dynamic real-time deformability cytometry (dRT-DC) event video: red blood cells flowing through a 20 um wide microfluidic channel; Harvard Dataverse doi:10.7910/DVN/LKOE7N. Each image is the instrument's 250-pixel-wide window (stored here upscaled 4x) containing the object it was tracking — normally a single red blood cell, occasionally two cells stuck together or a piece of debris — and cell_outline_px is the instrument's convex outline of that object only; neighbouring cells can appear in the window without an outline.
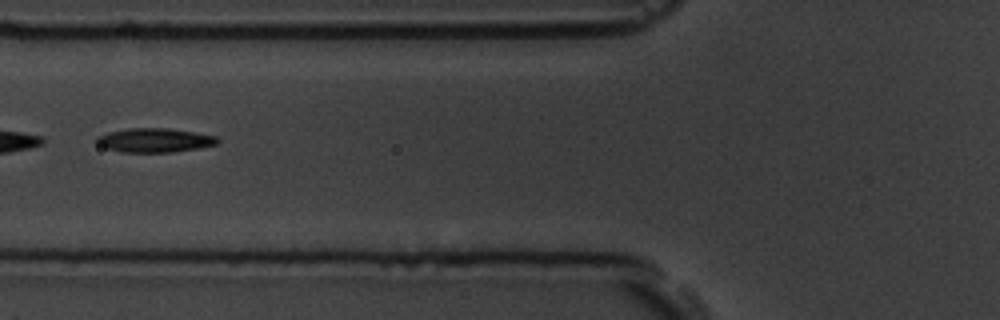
{"species": "common noctule bat (a hibernating species)", "species_latin": "Nyctalus noctula", "temperature_condition": "room temperature", "stored_images_in_passage": 6, "camera_frame_rate_fps": 3000, "um_per_image_px": 0.085, "animal": {"sex": "male", "body_mass_g": 19.5, "forearm_length_mm": 54.6}, "frame": {"image": 1, "passage_image": 6, "time_ms": 6.667, "image_size_px": [1000, 320], "cell_outline_px": [[220, 140], [216, 144], [196, 148], [172, 152], [120, 152], [108, 148], [100, 144], [96, 140], [96, 136], [108, 132], [128, 128], [168, 128], [216, 136]], "centroid_in_image_um": [13.13, 11.91], "position_along_channel_um": 112.7, "area_um2": 16.7}}